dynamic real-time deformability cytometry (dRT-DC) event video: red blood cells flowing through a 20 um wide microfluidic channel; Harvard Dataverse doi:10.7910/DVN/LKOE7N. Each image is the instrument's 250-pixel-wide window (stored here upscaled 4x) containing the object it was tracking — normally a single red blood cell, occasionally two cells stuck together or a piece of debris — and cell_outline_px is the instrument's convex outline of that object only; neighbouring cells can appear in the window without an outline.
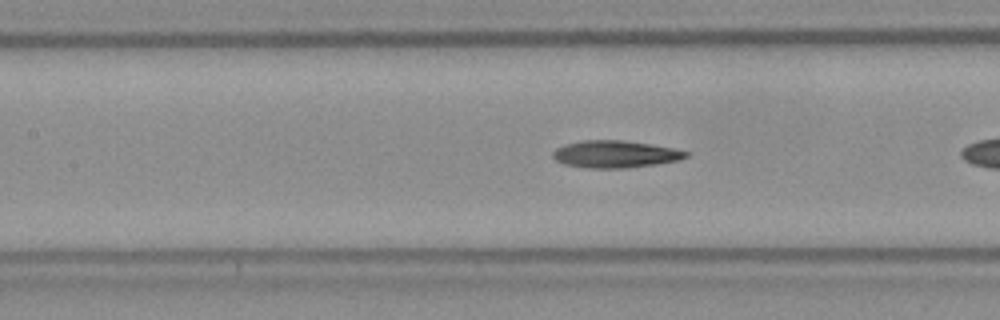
{"species": "Egyptian fruit bat (a non-hibernating species)", "species_latin": "Rousettus aegyptiacus", "temperature_condition": "room temperature", "stored_images_in_passage": 9, "camera_frame_rate_fps": 3000, "um_per_image_px": 0.085, "frame": {"image": 1, "passage_image": 8, "time_ms": 2.333, "image_size_px": [1000, 320], "cell_outline_px": [[688, 156], [680, 160], [656, 164], [624, 168], [588, 168], [564, 164], [556, 160], [552, 156], [552, 152], [556, 148], [564, 144], [584, 140], [620, 140], [648, 144], [672, 148], [688, 152]], "centroid_in_image_um": [52.25, 13.11], "position_along_channel_um": 155.1, "area_um2": 20.92}}